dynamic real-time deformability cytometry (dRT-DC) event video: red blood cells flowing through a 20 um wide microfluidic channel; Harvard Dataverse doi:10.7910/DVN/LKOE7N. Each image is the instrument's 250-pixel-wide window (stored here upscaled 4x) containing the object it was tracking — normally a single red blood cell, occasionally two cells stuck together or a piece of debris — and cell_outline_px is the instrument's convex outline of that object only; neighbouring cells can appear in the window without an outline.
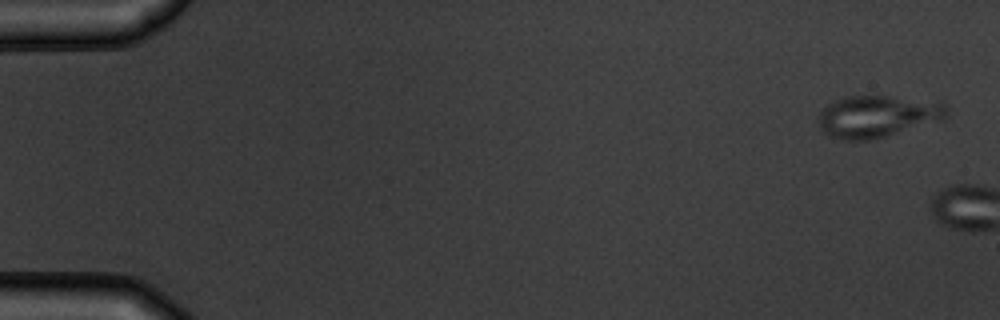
{"species": "common noctule bat (a hibernating species)", "species_latin": "Nyctalus noctula", "temperature_condition": "warm", "stored_images_in_passage": 2, "camera_frame_rate_fps": 3000, "um_per_image_px": 0.085, "animal": {"sex": "male", "body_mass_g": 19.5, "forearm_length_mm": 54.6}, "frame": {"image": 1, "passage_image": 1, "time_ms": 0.0, "image_size_px": [1000, 320], "cell_outline_px": [[948, 116], [940, 120], [884, 136], [868, 140], [844, 140], [832, 136], [824, 132], [820, 128], [820, 112], [828, 104], [844, 96], [888, 96], [944, 100], [948, 104]], "centroid_in_image_um": [74.67, 9.85], "position_along_channel_um": 10.3, "area_um2": 31.39}}